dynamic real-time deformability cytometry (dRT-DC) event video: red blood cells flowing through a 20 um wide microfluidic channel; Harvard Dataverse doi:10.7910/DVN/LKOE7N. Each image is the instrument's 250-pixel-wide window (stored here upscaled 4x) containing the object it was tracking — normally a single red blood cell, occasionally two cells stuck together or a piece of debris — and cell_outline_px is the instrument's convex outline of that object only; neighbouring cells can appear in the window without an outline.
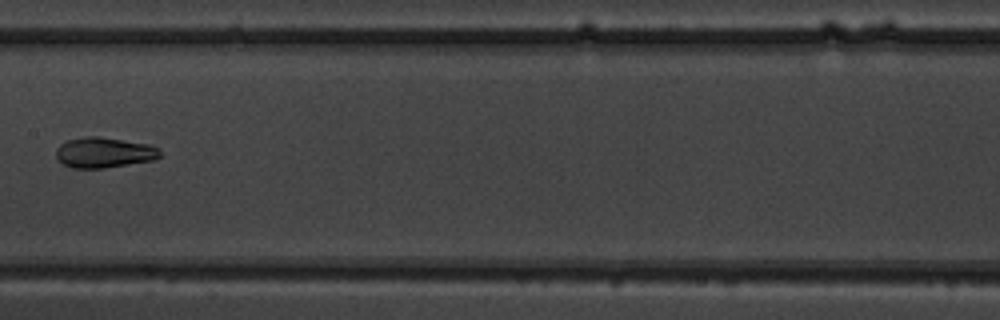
{"species": "common noctule bat (a hibernating species)", "species_latin": "Nyctalus noctula", "temperature_condition": "warm", "stored_images_in_passage": 4, "camera_frame_rate_fps": 3000, "um_per_image_px": 0.085, "animal": {"sex": "male", "body_mass_g": 19.5, "forearm_length_mm": 54.6}, "frame": {"image": 1, "passage_image": 4, "time_ms": 3.333, "image_size_px": [1000, 320], "cell_outline_px": [[160, 156], [152, 160], [104, 168], [72, 168], [64, 164], [56, 156], [56, 148], [60, 144], [68, 140], [84, 136], [100, 136], [148, 144], [160, 148]], "centroid_in_image_um": [8.83, 12.95], "position_along_channel_um": 198.6, "area_um2": 18.38}}